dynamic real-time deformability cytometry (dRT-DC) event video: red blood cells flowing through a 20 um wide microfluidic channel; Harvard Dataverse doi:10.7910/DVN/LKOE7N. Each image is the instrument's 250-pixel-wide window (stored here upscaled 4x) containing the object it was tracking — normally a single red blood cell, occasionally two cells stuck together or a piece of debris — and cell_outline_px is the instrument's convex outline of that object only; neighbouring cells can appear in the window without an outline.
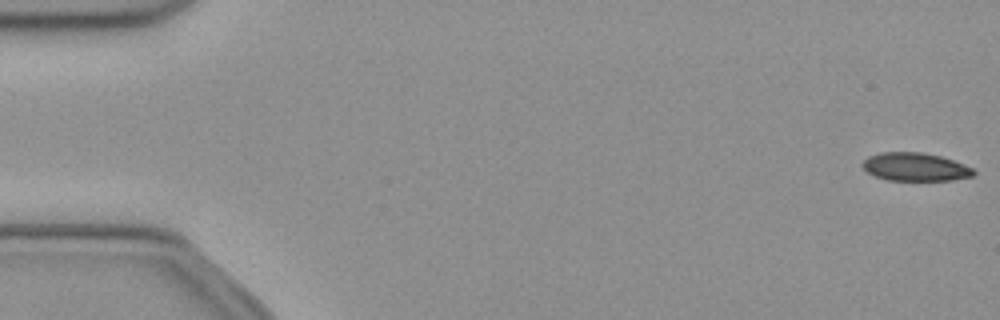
{"species": "common noctule bat (a hibernating species)", "species_latin": "Nyctalus noctula", "temperature_condition": "cold", "stored_images_in_passage": 52, "camera_frame_rate_fps": 3000, "um_per_image_px": 0.085, "animal": {"sex": "female", "body_mass_g": 21.9}, "frame": {"image": 1, "passage_image": 1, "time_ms": 0.0, "image_size_px": [1000, 320], "cell_outline_px": [[976, 172], [972, 176], [952, 180], [888, 180], [876, 176], [868, 172], [860, 164], [868, 156], [880, 152], [924, 152], [940, 156], [964, 164], [972, 168]], "centroid_in_image_um": [77.78, 14.18], "position_along_channel_um": 7.2, "area_um2": 18.21}}
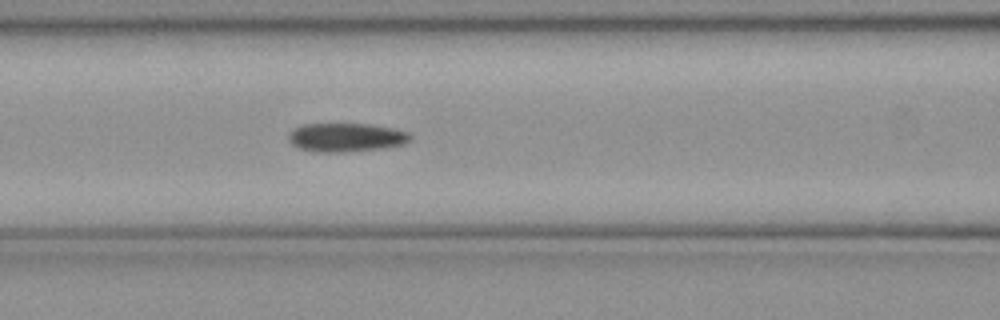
{"frame": {"image": 2, "passage_image": 22, "time_ms": 7.0, "image_size_px": [1000, 320], "cell_outline_px": [[412, 140], [404, 144], [384, 148], [344, 152], [316, 152], [300, 148], [292, 144], [288, 140], [288, 132], [292, 128], [304, 124], [368, 124], [396, 128], [408, 132], [412, 136]], "centroid_in_image_um": [29.43, 11.67], "position_along_channel_um": 137.2, "area_um2": 20.63}}
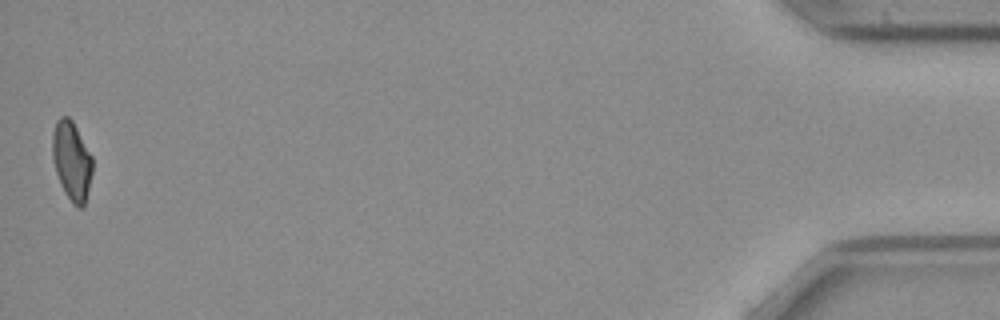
{"frame": {"image": 3, "passage_image": 52, "time_ms": 17.0, "image_size_px": [1000, 320], "cell_outline_px": [[92, 172], [84, 204], [80, 208], [76, 208], [72, 204], [64, 192], [56, 172], [52, 156], [52, 136], [56, 120], [60, 116], [68, 116], [72, 120], [92, 156]], "centroid_in_image_um": [6.08, 13.66], "position_along_channel_um": 429.1, "area_um2": 18.32}}